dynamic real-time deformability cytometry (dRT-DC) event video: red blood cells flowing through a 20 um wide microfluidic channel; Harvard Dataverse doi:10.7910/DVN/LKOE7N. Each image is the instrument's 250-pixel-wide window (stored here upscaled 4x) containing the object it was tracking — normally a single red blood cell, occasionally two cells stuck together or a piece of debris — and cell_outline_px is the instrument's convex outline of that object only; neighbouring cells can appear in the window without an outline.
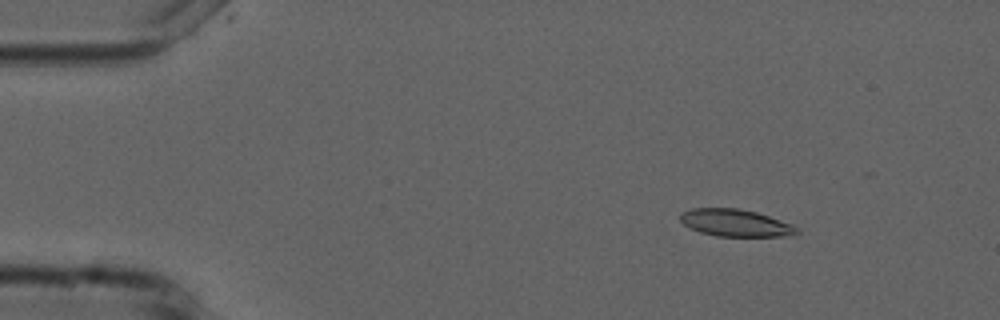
{"species": "common noctule bat (a hibernating species)", "species_latin": "Nyctalus noctula", "temperature_condition": "cold", "stored_images_in_passage": 5, "camera_frame_rate_fps": 3000, "um_per_image_px": 0.085, "animal": {"sex": "male", "forearm_length_mm": 52.5}, "frame": {"image": 1, "passage_image": 2, "time_ms": 1.333, "image_size_px": [1000, 320], "cell_outline_px": [[800, 232], [792, 236], [716, 236], [700, 232], [684, 224], [680, 220], [680, 212], [692, 208], [740, 208], [756, 212], [792, 224], [800, 228]], "centroid_in_image_um": [62.54, 18.94], "position_along_channel_um": 22.5, "area_um2": 18.55}}